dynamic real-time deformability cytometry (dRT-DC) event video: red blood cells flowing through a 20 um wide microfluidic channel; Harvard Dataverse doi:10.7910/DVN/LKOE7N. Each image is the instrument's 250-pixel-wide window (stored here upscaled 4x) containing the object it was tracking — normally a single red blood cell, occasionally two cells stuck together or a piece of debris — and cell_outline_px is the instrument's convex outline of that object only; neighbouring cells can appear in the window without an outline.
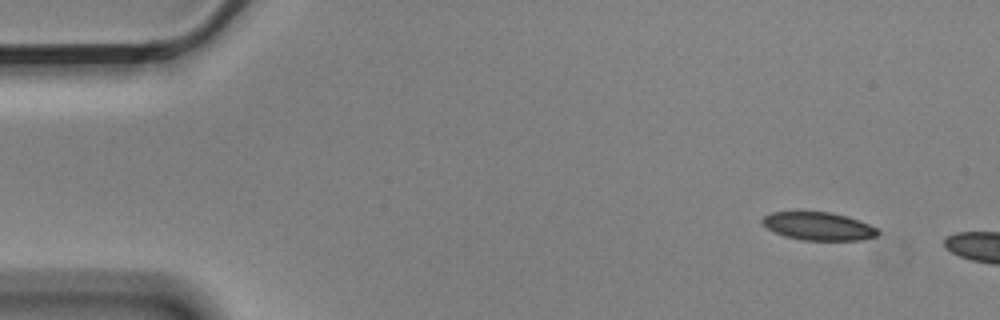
{"species": "Egyptian fruit bat (a non-hibernating species)", "species_latin": "Rousettus aegyptiacus", "temperature_condition": "cold", "stored_images_in_passage": 2, "camera_frame_rate_fps": 3000, "um_per_image_px": 0.085, "animal": {"sex": "male"}, "frame": {"image": 1, "passage_image": 1, "time_ms": 0.0, "image_size_px": [1000, 320], "cell_outline_px": [[880, 232], [876, 236], [860, 240], [800, 240], [784, 236], [760, 224], [760, 220], [764, 216], [772, 212], [832, 212], [848, 216], [860, 220], [876, 228]], "centroid_in_image_um": [69.55, 19.22], "position_along_channel_um": 15.4, "area_um2": 18.96}}